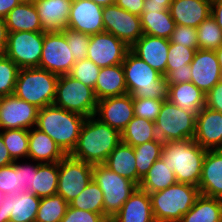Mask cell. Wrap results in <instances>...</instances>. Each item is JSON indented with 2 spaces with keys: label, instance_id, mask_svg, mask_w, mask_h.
Instances as JSON below:
<instances>
[{
  "label": "cell",
  "instance_id": "cell-1",
  "mask_svg": "<svg viewBox=\"0 0 222 222\" xmlns=\"http://www.w3.org/2000/svg\"><path fill=\"white\" fill-rule=\"evenodd\" d=\"M121 141L119 131L93 115L83 122L77 145L70 155L92 165L104 164Z\"/></svg>",
  "mask_w": 222,
  "mask_h": 222
},
{
  "label": "cell",
  "instance_id": "cell-2",
  "mask_svg": "<svg viewBox=\"0 0 222 222\" xmlns=\"http://www.w3.org/2000/svg\"><path fill=\"white\" fill-rule=\"evenodd\" d=\"M206 152L194 139L169 141L163 143L161 159L177 183L198 187Z\"/></svg>",
  "mask_w": 222,
  "mask_h": 222
},
{
  "label": "cell",
  "instance_id": "cell-3",
  "mask_svg": "<svg viewBox=\"0 0 222 222\" xmlns=\"http://www.w3.org/2000/svg\"><path fill=\"white\" fill-rule=\"evenodd\" d=\"M86 117L49 105L39 109L36 128L49 135L69 155L75 149Z\"/></svg>",
  "mask_w": 222,
  "mask_h": 222
},
{
  "label": "cell",
  "instance_id": "cell-4",
  "mask_svg": "<svg viewBox=\"0 0 222 222\" xmlns=\"http://www.w3.org/2000/svg\"><path fill=\"white\" fill-rule=\"evenodd\" d=\"M126 87L133 97L168 100L169 85L161 75L130 50L122 63Z\"/></svg>",
  "mask_w": 222,
  "mask_h": 222
},
{
  "label": "cell",
  "instance_id": "cell-5",
  "mask_svg": "<svg viewBox=\"0 0 222 222\" xmlns=\"http://www.w3.org/2000/svg\"><path fill=\"white\" fill-rule=\"evenodd\" d=\"M200 195L198 187L183 183H176L164 190L150 193L155 221L180 222Z\"/></svg>",
  "mask_w": 222,
  "mask_h": 222
},
{
  "label": "cell",
  "instance_id": "cell-6",
  "mask_svg": "<svg viewBox=\"0 0 222 222\" xmlns=\"http://www.w3.org/2000/svg\"><path fill=\"white\" fill-rule=\"evenodd\" d=\"M58 78L40 67L20 68L13 94L39 109L53 105Z\"/></svg>",
  "mask_w": 222,
  "mask_h": 222
},
{
  "label": "cell",
  "instance_id": "cell-7",
  "mask_svg": "<svg viewBox=\"0 0 222 222\" xmlns=\"http://www.w3.org/2000/svg\"><path fill=\"white\" fill-rule=\"evenodd\" d=\"M92 179L103 192L104 215L110 220L139 187L133 181L111 171L104 164L93 165Z\"/></svg>",
  "mask_w": 222,
  "mask_h": 222
},
{
  "label": "cell",
  "instance_id": "cell-8",
  "mask_svg": "<svg viewBox=\"0 0 222 222\" xmlns=\"http://www.w3.org/2000/svg\"><path fill=\"white\" fill-rule=\"evenodd\" d=\"M97 102L93 88L69 74L59 75L53 105L87 118L95 114Z\"/></svg>",
  "mask_w": 222,
  "mask_h": 222
},
{
  "label": "cell",
  "instance_id": "cell-9",
  "mask_svg": "<svg viewBox=\"0 0 222 222\" xmlns=\"http://www.w3.org/2000/svg\"><path fill=\"white\" fill-rule=\"evenodd\" d=\"M196 114L171 103L163 102L155 120L156 134L163 142L194 139Z\"/></svg>",
  "mask_w": 222,
  "mask_h": 222
},
{
  "label": "cell",
  "instance_id": "cell-10",
  "mask_svg": "<svg viewBox=\"0 0 222 222\" xmlns=\"http://www.w3.org/2000/svg\"><path fill=\"white\" fill-rule=\"evenodd\" d=\"M45 32H8L4 55L19 68L39 67Z\"/></svg>",
  "mask_w": 222,
  "mask_h": 222
},
{
  "label": "cell",
  "instance_id": "cell-11",
  "mask_svg": "<svg viewBox=\"0 0 222 222\" xmlns=\"http://www.w3.org/2000/svg\"><path fill=\"white\" fill-rule=\"evenodd\" d=\"M93 177V165L73 158L70 154L59 161L57 194L67 203L76 198Z\"/></svg>",
  "mask_w": 222,
  "mask_h": 222
},
{
  "label": "cell",
  "instance_id": "cell-12",
  "mask_svg": "<svg viewBox=\"0 0 222 222\" xmlns=\"http://www.w3.org/2000/svg\"><path fill=\"white\" fill-rule=\"evenodd\" d=\"M75 58L70 51L65 34L45 32L39 67L57 75L69 74Z\"/></svg>",
  "mask_w": 222,
  "mask_h": 222
},
{
  "label": "cell",
  "instance_id": "cell-13",
  "mask_svg": "<svg viewBox=\"0 0 222 222\" xmlns=\"http://www.w3.org/2000/svg\"><path fill=\"white\" fill-rule=\"evenodd\" d=\"M104 31L113 34L131 47L144 33L139 15L128 12L116 4L103 7Z\"/></svg>",
  "mask_w": 222,
  "mask_h": 222
},
{
  "label": "cell",
  "instance_id": "cell-14",
  "mask_svg": "<svg viewBox=\"0 0 222 222\" xmlns=\"http://www.w3.org/2000/svg\"><path fill=\"white\" fill-rule=\"evenodd\" d=\"M39 108L12 95L0 98V130L28 129L36 126Z\"/></svg>",
  "mask_w": 222,
  "mask_h": 222
},
{
  "label": "cell",
  "instance_id": "cell-15",
  "mask_svg": "<svg viewBox=\"0 0 222 222\" xmlns=\"http://www.w3.org/2000/svg\"><path fill=\"white\" fill-rule=\"evenodd\" d=\"M129 50L123 41L104 31L90 35L87 59L100 68L113 66L122 64Z\"/></svg>",
  "mask_w": 222,
  "mask_h": 222
},
{
  "label": "cell",
  "instance_id": "cell-16",
  "mask_svg": "<svg viewBox=\"0 0 222 222\" xmlns=\"http://www.w3.org/2000/svg\"><path fill=\"white\" fill-rule=\"evenodd\" d=\"M94 116L121 133L134 117L133 96L127 93L98 100Z\"/></svg>",
  "mask_w": 222,
  "mask_h": 222
},
{
  "label": "cell",
  "instance_id": "cell-17",
  "mask_svg": "<svg viewBox=\"0 0 222 222\" xmlns=\"http://www.w3.org/2000/svg\"><path fill=\"white\" fill-rule=\"evenodd\" d=\"M102 14L103 7L91 0H73L67 28L88 35L104 32Z\"/></svg>",
  "mask_w": 222,
  "mask_h": 222
},
{
  "label": "cell",
  "instance_id": "cell-18",
  "mask_svg": "<svg viewBox=\"0 0 222 222\" xmlns=\"http://www.w3.org/2000/svg\"><path fill=\"white\" fill-rule=\"evenodd\" d=\"M190 66L191 82L205 94L222 79L215 50L197 49Z\"/></svg>",
  "mask_w": 222,
  "mask_h": 222
},
{
  "label": "cell",
  "instance_id": "cell-19",
  "mask_svg": "<svg viewBox=\"0 0 222 222\" xmlns=\"http://www.w3.org/2000/svg\"><path fill=\"white\" fill-rule=\"evenodd\" d=\"M194 141L206 150L222 149V113L204 106L196 115Z\"/></svg>",
  "mask_w": 222,
  "mask_h": 222
},
{
  "label": "cell",
  "instance_id": "cell-20",
  "mask_svg": "<svg viewBox=\"0 0 222 222\" xmlns=\"http://www.w3.org/2000/svg\"><path fill=\"white\" fill-rule=\"evenodd\" d=\"M169 46V39L143 34L130 47V51L161 75L166 76Z\"/></svg>",
  "mask_w": 222,
  "mask_h": 222
},
{
  "label": "cell",
  "instance_id": "cell-21",
  "mask_svg": "<svg viewBox=\"0 0 222 222\" xmlns=\"http://www.w3.org/2000/svg\"><path fill=\"white\" fill-rule=\"evenodd\" d=\"M41 198L27 191L6 195L0 207L9 222H35Z\"/></svg>",
  "mask_w": 222,
  "mask_h": 222
},
{
  "label": "cell",
  "instance_id": "cell-22",
  "mask_svg": "<svg viewBox=\"0 0 222 222\" xmlns=\"http://www.w3.org/2000/svg\"><path fill=\"white\" fill-rule=\"evenodd\" d=\"M44 32H59L68 26L73 0H32Z\"/></svg>",
  "mask_w": 222,
  "mask_h": 222
},
{
  "label": "cell",
  "instance_id": "cell-23",
  "mask_svg": "<svg viewBox=\"0 0 222 222\" xmlns=\"http://www.w3.org/2000/svg\"><path fill=\"white\" fill-rule=\"evenodd\" d=\"M198 188L201 195L222 200V149L207 150Z\"/></svg>",
  "mask_w": 222,
  "mask_h": 222
},
{
  "label": "cell",
  "instance_id": "cell-24",
  "mask_svg": "<svg viewBox=\"0 0 222 222\" xmlns=\"http://www.w3.org/2000/svg\"><path fill=\"white\" fill-rule=\"evenodd\" d=\"M169 11L177 25L197 28L211 15V2L209 0H173Z\"/></svg>",
  "mask_w": 222,
  "mask_h": 222
},
{
  "label": "cell",
  "instance_id": "cell-25",
  "mask_svg": "<svg viewBox=\"0 0 222 222\" xmlns=\"http://www.w3.org/2000/svg\"><path fill=\"white\" fill-rule=\"evenodd\" d=\"M110 222H156L149 194L138 187Z\"/></svg>",
  "mask_w": 222,
  "mask_h": 222
},
{
  "label": "cell",
  "instance_id": "cell-26",
  "mask_svg": "<svg viewBox=\"0 0 222 222\" xmlns=\"http://www.w3.org/2000/svg\"><path fill=\"white\" fill-rule=\"evenodd\" d=\"M66 154L46 133L36 127L29 130V149L27 160L38 163H55L62 160Z\"/></svg>",
  "mask_w": 222,
  "mask_h": 222
},
{
  "label": "cell",
  "instance_id": "cell-27",
  "mask_svg": "<svg viewBox=\"0 0 222 222\" xmlns=\"http://www.w3.org/2000/svg\"><path fill=\"white\" fill-rule=\"evenodd\" d=\"M125 75L122 64L100 69L94 88L97 100L127 94Z\"/></svg>",
  "mask_w": 222,
  "mask_h": 222
},
{
  "label": "cell",
  "instance_id": "cell-28",
  "mask_svg": "<svg viewBox=\"0 0 222 222\" xmlns=\"http://www.w3.org/2000/svg\"><path fill=\"white\" fill-rule=\"evenodd\" d=\"M8 32H42V23L32 0H23L5 17Z\"/></svg>",
  "mask_w": 222,
  "mask_h": 222
},
{
  "label": "cell",
  "instance_id": "cell-29",
  "mask_svg": "<svg viewBox=\"0 0 222 222\" xmlns=\"http://www.w3.org/2000/svg\"><path fill=\"white\" fill-rule=\"evenodd\" d=\"M205 93L192 82L169 85L168 100L181 109L197 113L205 106Z\"/></svg>",
  "mask_w": 222,
  "mask_h": 222
},
{
  "label": "cell",
  "instance_id": "cell-30",
  "mask_svg": "<svg viewBox=\"0 0 222 222\" xmlns=\"http://www.w3.org/2000/svg\"><path fill=\"white\" fill-rule=\"evenodd\" d=\"M135 164L133 146L122 141L110 153L104 163L111 171L130 179L138 185V172Z\"/></svg>",
  "mask_w": 222,
  "mask_h": 222
},
{
  "label": "cell",
  "instance_id": "cell-31",
  "mask_svg": "<svg viewBox=\"0 0 222 222\" xmlns=\"http://www.w3.org/2000/svg\"><path fill=\"white\" fill-rule=\"evenodd\" d=\"M140 19L143 33L154 37L169 39L176 26L169 9L143 10Z\"/></svg>",
  "mask_w": 222,
  "mask_h": 222
},
{
  "label": "cell",
  "instance_id": "cell-32",
  "mask_svg": "<svg viewBox=\"0 0 222 222\" xmlns=\"http://www.w3.org/2000/svg\"><path fill=\"white\" fill-rule=\"evenodd\" d=\"M222 200L200 195L180 222H221Z\"/></svg>",
  "mask_w": 222,
  "mask_h": 222
},
{
  "label": "cell",
  "instance_id": "cell-33",
  "mask_svg": "<svg viewBox=\"0 0 222 222\" xmlns=\"http://www.w3.org/2000/svg\"><path fill=\"white\" fill-rule=\"evenodd\" d=\"M174 171L169 169L160 158L141 179L139 188L148 194L155 193L176 184Z\"/></svg>",
  "mask_w": 222,
  "mask_h": 222
},
{
  "label": "cell",
  "instance_id": "cell-34",
  "mask_svg": "<svg viewBox=\"0 0 222 222\" xmlns=\"http://www.w3.org/2000/svg\"><path fill=\"white\" fill-rule=\"evenodd\" d=\"M158 139L155 122L134 116L121 132L122 142L133 147Z\"/></svg>",
  "mask_w": 222,
  "mask_h": 222
},
{
  "label": "cell",
  "instance_id": "cell-35",
  "mask_svg": "<svg viewBox=\"0 0 222 222\" xmlns=\"http://www.w3.org/2000/svg\"><path fill=\"white\" fill-rule=\"evenodd\" d=\"M59 162L41 163L34 171L33 194L37 197H48L57 194Z\"/></svg>",
  "mask_w": 222,
  "mask_h": 222
},
{
  "label": "cell",
  "instance_id": "cell-36",
  "mask_svg": "<svg viewBox=\"0 0 222 222\" xmlns=\"http://www.w3.org/2000/svg\"><path fill=\"white\" fill-rule=\"evenodd\" d=\"M163 143L160 139H156L133 147L138 172V186L155 161L161 158Z\"/></svg>",
  "mask_w": 222,
  "mask_h": 222
},
{
  "label": "cell",
  "instance_id": "cell-37",
  "mask_svg": "<svg viewBox=\"0 0 222 222\" xmlns=\"http://www.w3.org/2000/svg\"><path fill=\"white\" fill-rule=\"evenodd\" d=\"M103 203V192L92 179L84 190L68 204L73 208L104 214Z\"/></svg>",
  "mask_w": 222,
  "mask_h": 222
},
{
  "label": "cell",
  "instance_id": "cell-38",
  "mask_svg": "<svg viewBox=\"0 0 222 222\" xmlns=\"http://www.w3.org/2000/svg\"><path fill=\"white\" fill-rule=\"evenodd\" d=\"M0 134L14 161L27 159L29 149L28 129L0 130Z\"/></svg>",
  "mask_w": 222,
  "mask_h": 222
},
{
  "label": "cell",
  "instance_id": "cell-39",
  "mask_svg": "<svg viewBox=\"0 0 222 222\" xmlns=\"http://www.w3.org/2000/svg\"><path fill=\"white\" fill-rule=\"evenodd\" d=\"M68 205L58 194L42 197L35 222H60L65 216Z\"/></svg>",
  "mask_w": 222,
  "mask_h": 222
},
{
  "label": "cell",
  "instance_id": "cell-40",
  "mask_svg": "<svg viewBox=\"0 0 222 222\" xmlns=\"http://www.w3.org/2000/svg\"><path fill=\"white\" fill-rule=\"evenodd\" d=\"M198 49L217 50L222 45V29L212 15L197 27Z\"/></svg>",
  "mask_w": 222,
  "mask_h": 222
},
{
  "label": "cell",
  "instance_id": "cell-41",
  "mask_svg": "<svg viewBox=\"0 0 222 222\" xmlns=\"http://www.w3.org/2000/svg\"><path fill=\"white\" fill-rule=\"evenodd\" d=\"M19 70L15 62L7 56L0 58V98L13 94Z\"/></svg>",
  "mask_w": 222,
  "mask_h": 222
},
{
  "label": "cell",
  "instance_id": "cell-42",
  "mask_svg": "<svg viewBox=\"0 0 222 222\" xmlns=\"http://www.w3.org/2000/svg\"><path fill=\"white\" fill-rule=\"evenodd\" d=\"M197 49L187 48L181 44L170 43L166 64V75L174 68H185L194 58Z\"/></svg>",
  "mask_w": 222,
  "mask_h": 222
},
{
  "label": "cell",
  "instance_id": "cell-43",
  "mask_svg": "<svg viewBox=\"0 0 222 222\" xmlns=\"http://www.w3.org/2000/svg\"><path fill=\"white\" fill-rule=\"evenodd\" d=\"M100 69L93 61L85 59L75 62L69 75L94 89Z\"/></svg>",
  "mask_w": 222,
  "mask_h": 222
},
{
  "label": "cell",
  "instance_id": "cell-44",
  "mask_svg": "<svg viewBox=\"0 0 222 222\" xmlns=\"http://www.w3.org/2000/svg\"><path fill=\"white\" fill-rule=\"evenodd\" d=\"M62 32L66 36L68 46L75 58V62L87 59L90 35L72 30L70 28H65L62 30Z\"/></svg>",
  "mask_w": 222,
  "mask_h": 222
},
{
  "label": "cell",
  "instance_id": "cell-45",
  "mask_svg": "<svg viewBox=\"0 0 222 222\" xmlns=\"http://www.w3.org/2000/svg\"><path fill=\"white\" fill-rule=\"evenodd\" d=\"M27 162V160H17L13 162V165L18 170V186L16 187L18 192L27 191L33 194L32 185L34 180V171H37V168L41 163L32 160H29L28 163Z\"/></svg>",
  "mask_w": 222,
  "mask_h": 222
},
{
  "label": "cell",
  "instance_id": "cell-46",
  "mask_svg": "<svg viewBox=\"0 0 222 222\" xmlns=\"http://www.w3.org/2000/svg\"><path fill=\"white\" fill-rule=\"evenodd\" d=\"M164 100L133 97L134 116L155 122Z\"/></svg>",
  "mask_w": 222,
  "mask_h": 222
},
{
  "label": "cell",
  "instance_id": "cell-47",
  "mask_svg": "<svg viewBox=\"0 0 222 222\" xmlns=\"http://www.w3.org/2000/svg\"><path fill=\"white\" fill-rule=\"evenodd\" d=\"M169 41L187 48L198 49L197 28L176 24Z\"/></svg>",
  "mask_w": 222,
  "mask_h": 222
},
{
  "label": "cell",
  "instance_id": "cell-48",
  "mask_svg": "<svg viewBox=\"0 0 222 222\" xmlns=\"http://www.w3.org/2000/svg\"><path fill=\"white\" fill-rule=\"evenodd\" d=\"M60 222H110V220L104 214L93 213L68 205L65 216Z\"/></svg>",
  "mask_w": 222,
  "mask_h": 222
},
{
  "label": "cell",
  "instance_id": "cell-49",
  "mask_svg": "<svg viewBox=\"0 0 222 222\" xmlns=\"http://www.w3.org/2000/svg\"><path fill=\"white\" fill-rule=\"evenodd\" d=\"M18 186V170L12 164L0 167V190L6 195H15Z\"/></svg>",
  "mask_w": 222,
  "mask_h": 222
},
{
  "label": "cell",
  "instance_id": "cell-50",
  "mask_svg": "<svg viewBox=\"0 0 222 222\" xmlns=\"http://www.w3.org/2000/svg\"><path fill=\"white\" fill-rule=\"evenodd\" d=\"M205 106L222 113V79L205 95Z\"/></svg>",
  "mask_w": 222,
  "mask_h": 222
},
{
  "label": "cell",
  "instance_id": "cell-51",
  "mask_svg": "<svg viewBox=\"0 0 222 222\" xmlns=\"http://www.w3.org/2000/svg\"><path fill=\"white\" fill-rule=\"evenodd\" d=\"M165 77L168 85L191 82V66L187 64L185 68H174V70H171Z\"/></svg>",
  "mask_w": 222,
  "mask_h": 222
},
{
  "label": "cell",
  "instance_id": "cell-52",
  "mask_svg": "<svg viewBox=\"0 0 222 222\" xmlns=\"http://www.w3.org/2000/svg\"><path fill=\"white\" fill-rule=\"evenodd\" d=\"M145 0H116L115 4L130 13L141 15Z\"/></svg>",
  "mask_w": 222,
  "mask_h": 222
},
{
  "label": "cell",
  "instance_id": "cell-53",
  "mask_svg": "<svg viewBox=\"0 0 222 222\" xmlns=\"http://www.w3.org/2000/svg\"><path fill=\"white\" fill-rule=\"evenodd\" d=\"M172 1L173 0H145L143 10L165 11L169 9Z\"/></svg>",
  "mask_w": 222,
  "mask_h": 222
},
{
  "label": "cell",
  "instance_id": "cell-54",
  "mask_svg": "<svg viewBox=\"0 0 222 222\" xmlns=\"http://www.w3.org/2000/svg\"><path fill=\"white\" fill-rule=\"evenodd\" d=\"M14 160L11 158L6 145L4 144L2 135L0 134V167L12 164Z\"/></svg>",
  "mask_w": 222,
  "mask_h": 222
},
{
  "label": "cell",
  "instance_id": "cell-55",
  "mask_svg": "<svg viewBox=\"0 0 222 222\" xmlns=\"http://www.w3.org/2000/svg\"><path fill=\"white\" fill-rule=\"evenodd\" d=\"M23 0H0V17L5 18L7 14Z\"/></svg>",
  "mask_w": 222,
  "mask_h": 222
},
{
  "label": "cell",
  "instance_id": "cell-56",
  "mask_svg": "<svg viewBox=\"0 0 222 222\" xmlns=\"http://www.w3.org/2000/svg\"><path fill=\"white\" fill-rule=\"evenodd\" d=\"M211 15L222 29V0L211 3Z\"/></svg>",
  "mask_w": 222,
  "mask_h": 222
},
{
  "label": "cell",
  "instance_id": "cell-57",
  "mask_svg": "<svg viewBox=\"0 0 222 222\" xmlns=\"http://www.w3.org/2000/svg\"><path fill=\"white\" fill-rule=\"evenodd\" d=\"M8 39V30L5 18L0 17V48L5 51Z\"/></svg>",
  "mask_w": 222,
  "mask_h": 222
},
{
  "label": "cell",
  "instance_id": "cell-58",
  "mask_svg": "<svg viewBox=\"0 0 222 222\" xmlns=\"http://www.w3.org/2000/svg\"><path fill=\"white\" fill-rule=\"evenodd\" d=\"M102 7L115 4L116 0H91Z\"/></svg>",
  "mask_w": 222,
  "mask_h": 222
},
{
  "label": "cell",
  "instance_id": "cell-59",
  "mask_svg": "<svg viewBox=\"0 0 222 222\" xmlns=\"http://www.w3.org/2000/svg\"><path fill=\"white\" fill-rule=\"evenodd\" d=\"M5 197L6 194L0 190V207ZM0 222H9V218H3V213L1 212V210H0Z\"/></svg>",
  "mask_w": 222,
  "mask_h": 222
},
{
  "label": "cell",
  "instance_id": "cell-60",
  "mask_svg": "<svg viewBox=\"0 0 222 222\" xmlns=\"http://www.w3.org/2000/svg\"><path fill=\"white\" fill-rule=\"evenodd\" d=\"M215 52H216L218 62H219V65H220V69H221V72H222V45L217 50H215Z\"/></svg>",
  "mask_w": 222,
  "mask_h": 222
},
{
  "label": "cell",
  "instance_id": "cell-61",
  "mask_svg": "<svg viewBox=\"0 0 222 222\" xmlns=\"http://www.w3.org/2000/svg\"><path fill=\"white\" fill-rule=\"evenodd\" d=\"M4 55V51L0 48V58Z\"/></svg>",
  "mask_w": 222,
  "mask_h": 222
},
{
  "label": "cell",
  "instance_id": "cell-62",
  "mask_svg": "<svg viewBox=\"0 0 222 222\" xmlns=\"http://www.w3.org/2000/svg\"><path fill=\"white\" fill-rule=\"evenodd\" d=\"M209 1L212 3V2H215V1H219V0H209Z\"/></svg>",
  "mask_w": 222,
  "mask_h": 222
}]
</instances>
